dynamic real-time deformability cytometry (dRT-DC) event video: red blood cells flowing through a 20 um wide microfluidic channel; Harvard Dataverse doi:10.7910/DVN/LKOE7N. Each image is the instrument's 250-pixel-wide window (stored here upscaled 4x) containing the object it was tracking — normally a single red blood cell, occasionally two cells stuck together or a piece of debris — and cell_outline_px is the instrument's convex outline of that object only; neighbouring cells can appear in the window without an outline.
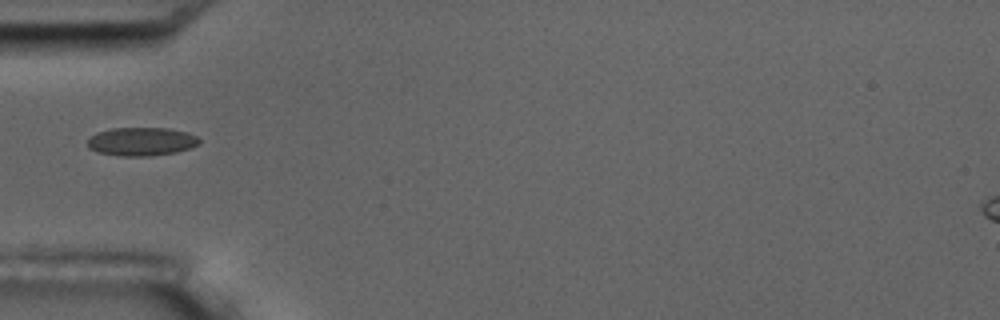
{"species": "common noctule bat (a hibernating species)", "species_latin": "Nyctalus noctula", "temperature_condition": "room temperature", "stored_images_in_passage": 2, "camera_frame_rate_fps": 3000, "um_per_image_px": 0.085, "animal": {"sex": "male", "body_mass_g": 17.5, "forearm_length_mm": 52.3}, "frame": {"image": 1, "passage_image": 2, "time_ms": 1.333, "image_size_px": [1000, 320], "cell_outline_px": [[200, 144], [192, 148], [176, 152], [148, 156], [120, 156], [96, 152], [88, 148], [88, 140], [96, 132], [112, 128], [168, 128], [184, 132], [196, 136], [200, 140]], "centroid_in_image_um": [12.01, 12.04], "position_along_channel_um": 73.0, "area_um2": 18.55}}